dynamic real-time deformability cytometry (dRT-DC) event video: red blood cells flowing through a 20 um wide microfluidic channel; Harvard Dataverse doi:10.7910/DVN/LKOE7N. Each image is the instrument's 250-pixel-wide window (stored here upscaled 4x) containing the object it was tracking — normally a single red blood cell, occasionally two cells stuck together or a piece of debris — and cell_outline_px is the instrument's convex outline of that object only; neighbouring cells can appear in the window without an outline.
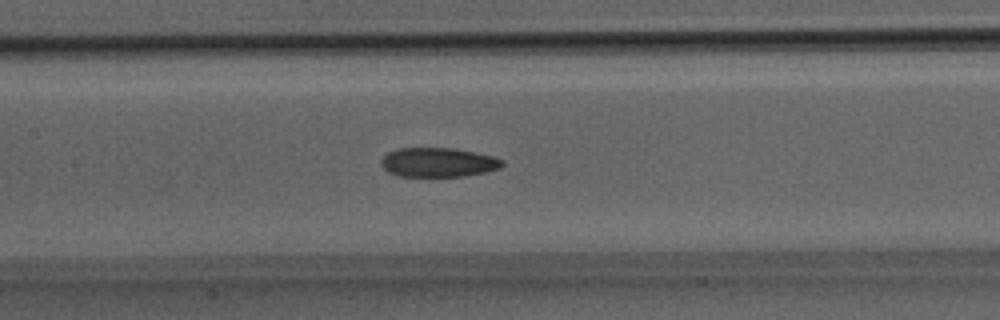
{"species": "Egyptian fruit bat (a non-hibernating species)", "species_latin": "Rousettus aegyptiacus", "temperature_condition": "room temperature", "stored_images_in_passage": 30, "camera_frame_rate_fps": 3000, "um_per_image_px": 0.085, "animal": {"sex": "male"}, "frame": {"image": 1, "passage_image": 14, "time_ms": 4.333, "image_size_px": [1000, 320], "cell_outline_px": [[504, 164], [500, 168], [488, 172], [464, 176], [396, 176], [388, 172], [380, 164], [380, 160], [388, 152], [396, 148], [456, 148], [476, 152], [492, 156], [504, 160]], "centroid_in_image_um": [37.25, 13.8], "position_along_channel_um": 170.1, "area_um2": 20.92}}
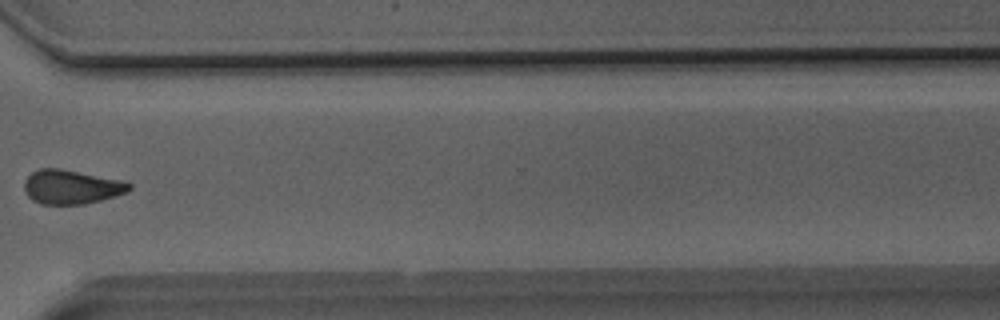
{"frame": {"image": 2, "passage_image": 23, "time_ms": 7.333, "image_size_px": [1000, 320], "cell_outline_px": [[132, 188], [128, 192], [116, 196], [84, 204], [40, 204], [32, 200], [28, 196], [24, 188], [24, 180], [32, 172], [40, 168], [60, 168], [128, 180], [132, 184]], "centroid_in_image_um": [6.13, 15.87], "position_along_channel_um": 364.5, "area_um2": 21.33}}
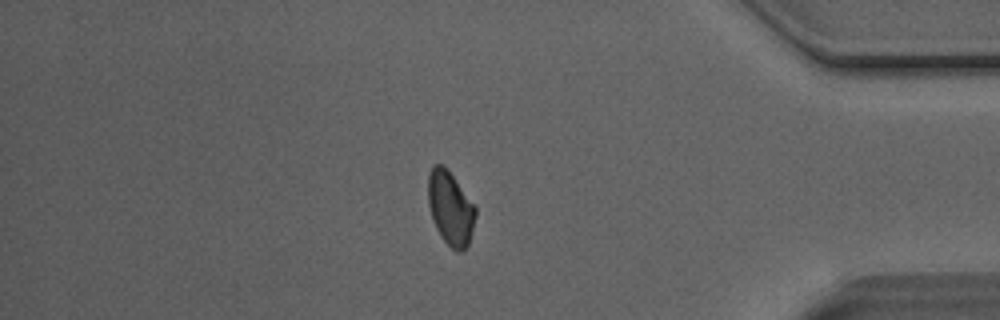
{"frame": {"image": 3, "passage_image": 26, "time_ms": 8.333, "image_size_px": [1000, 320], "cell_outline_px": [[476, 216], [472, 232], [468, 244], [464, 252], [456, 252], [440, 236], [432, 220], [428, 204], [428, 172], [432, 164], [444, 164], [448, 168], [476, 208]], "centroid_in_image_um": [38.27, 17.67], "position_along_channel_um": 396.9, "area_um2": 20.69}}